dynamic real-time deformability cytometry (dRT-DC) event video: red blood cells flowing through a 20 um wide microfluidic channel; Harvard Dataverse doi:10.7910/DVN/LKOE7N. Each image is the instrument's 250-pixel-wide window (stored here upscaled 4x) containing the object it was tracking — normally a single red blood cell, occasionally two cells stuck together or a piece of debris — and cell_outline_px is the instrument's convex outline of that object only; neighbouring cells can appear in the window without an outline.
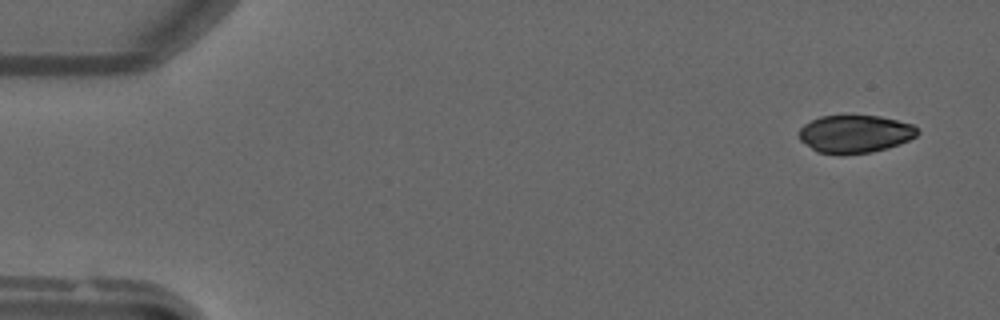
{"species": "common noctule bat (a hibernating species)", "species_latin": "Nyctalus noctula", "temperature_condition": "warm", "stored_images_in_passage": 49, "camera_frame_rate_fps": 3000, "um_per_image_px": 0.085, "animal": {"sex": "male", "forearm_length_mm": 52.5}, "frame": {"image": 1, "passage_image": 3, "time_ms": 0.667, "image_size_px": [1000, 320], "cell_outline_px": [[920, 132], [916, 136], [900, 144], [888, 148], [872, 152], [844, 156], [816, 152], [800, 140], [800, 128], [804, 124], [820, 116], [880, 116], [912, 124]], "centroid_in_image_um": [72.67, 11.41], "position_along_channel_um": 12.3, "area_um2": 26.3}}
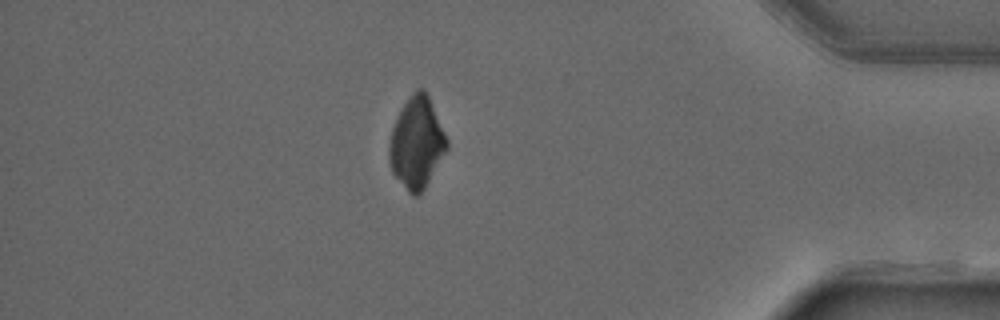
{"frame": {"image": 2, "passage_image": 43, "time_ms": 14.0, "image_size_px": [1000, 320], "cell_outline_px": [[448, 148], [424, 188], [416, 196], [412, 196], [408, 192], [392, 172], [388, 160], [388, 144], [392, 128], [404, 104], [412, 92], [416, 88], [424, 88], [428, 96], [448, 140]], "centroid_in_image_um": [35.4, 12.14], "position_along_channel_um": 399.8, "area_um2": 30.29}}